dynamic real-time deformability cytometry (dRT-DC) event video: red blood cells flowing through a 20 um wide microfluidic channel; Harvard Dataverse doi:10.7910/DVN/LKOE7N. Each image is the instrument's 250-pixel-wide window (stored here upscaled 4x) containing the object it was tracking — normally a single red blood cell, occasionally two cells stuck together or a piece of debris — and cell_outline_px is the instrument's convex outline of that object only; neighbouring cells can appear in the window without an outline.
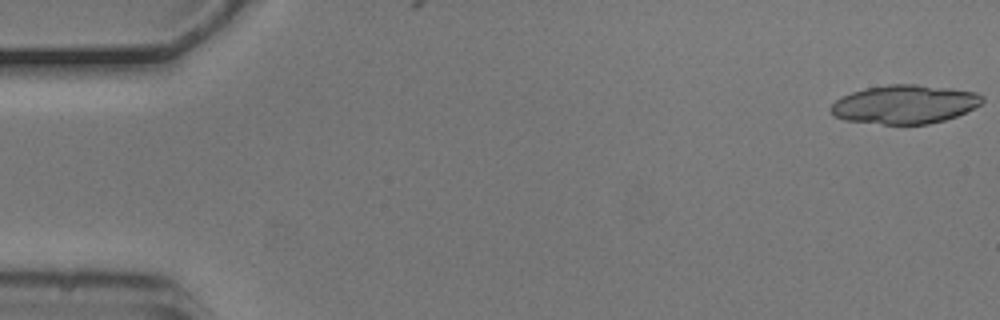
{"species": "common noctule bat (a hibernating species)", "species_latin": "Nyctalus noctula", "temperature_condition": "cold", "stored_images_in_passage": 2, "camera_frame_rate_fps": 3000, "um_per_image_px": 0.085, "animal": {"sex": "male", "body_mass_g": 20.5, "forearm_length_mm": 52.5}, "frame": {"image": 1, "passage_image": 2, "time_ms": 0.333, "image_size_px": [1000, 320], "cell_outline_px": [[984, 100], [980, 104], [956, 116], [944, 120], [928, 124], [884, 124], [844, 120], [836, 116], [828, 108], [836, 100], [852, 92], [864, 88], [888, 84], [916, 84], [952, 88], [976, 92], [984, 96]], "centroid_in_image_um": [76.9, 8.86], "position_along_channel_um": 8.1, "area_um2": 34.1}}